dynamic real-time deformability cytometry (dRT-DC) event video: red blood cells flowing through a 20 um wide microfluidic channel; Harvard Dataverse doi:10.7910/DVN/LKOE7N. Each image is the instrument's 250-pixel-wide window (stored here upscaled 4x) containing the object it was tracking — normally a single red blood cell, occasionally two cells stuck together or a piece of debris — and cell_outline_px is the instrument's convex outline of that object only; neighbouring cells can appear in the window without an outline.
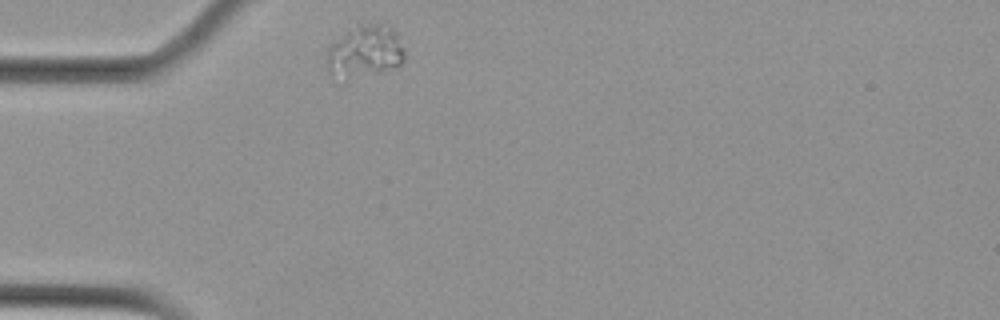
{"species": "Egyptian fruit bat (a non-hibernating species)", "species_latin": "Rousettus aegyptiacus", "temperature_condition": "cold", "stored_images_in_passage": 35, "camera_frame_rate_fps": 3000, "um_per_image_px": 0.085, "animal": {"sex": "female"}, "frame": {"image": 1, "passage_image": 1, "time_ms": 0.0, "image_size_px": [1000, 320], "cell_outline_px": [[404, 60], [396, 68], [344, 84], [332, 76], [328, 72], [328, 44], [348, 32], [356, 28], [372, 24], [392, 24], [404, 48]], "centroid_in_image_um": [31.02, 4.49], "position_along_channel_um": 54.0, "area_um2": 24.51}}
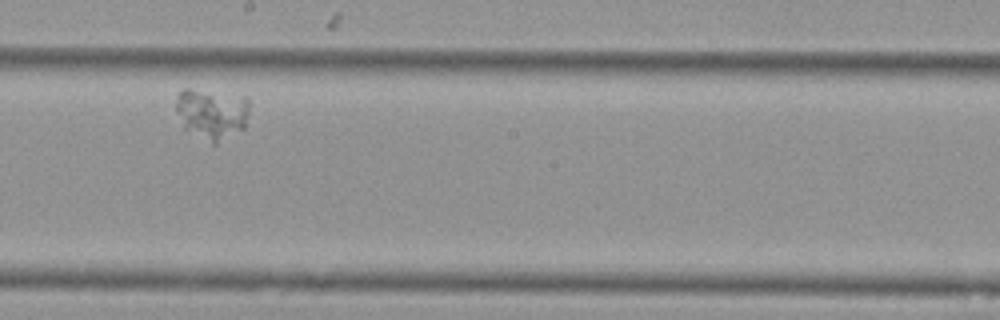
{"frame": {"image": 2, "passage_image": 20, "time_ms": 6.333, "image_size_px": [1000, 320], "cell_outline_px": [[248, 116], [244, 128], [216, 144], [212, 144], [184, 128], [176, 112], [176, 96], [184, 88], [188, 88], [248, 96]], "centroid_in_image_um": [18.01, 9.64], "position_along_channel_um": 230.2, "area_um2": 21.91}}
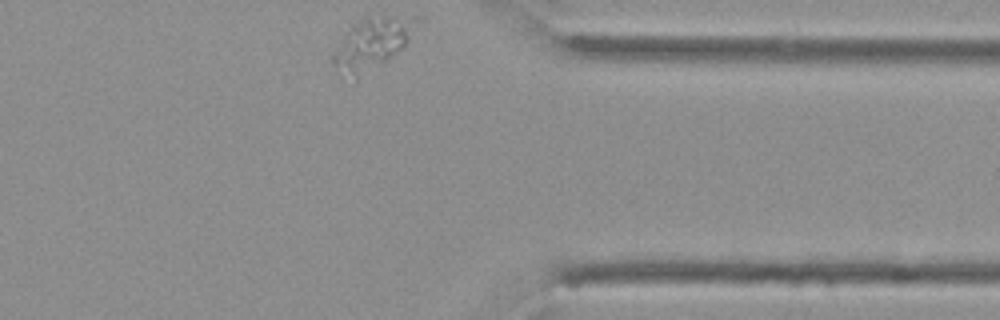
{"frame": {"image": 3, "passage_image": 35, "time_ms": 11.333, "image_size_px": [1000, 320], "cell_outline_px": [[424, 16], [408, 40], [400, 48], [384, 60], [348, 68], [336, 68], [332, 64], [332, 56], [344, 36], [352, 24], [368, 16]], "centroid_in_image_um": [31.78, 3.39], "position_along_channel_um": 379.6, "area_um2": 21.96}}